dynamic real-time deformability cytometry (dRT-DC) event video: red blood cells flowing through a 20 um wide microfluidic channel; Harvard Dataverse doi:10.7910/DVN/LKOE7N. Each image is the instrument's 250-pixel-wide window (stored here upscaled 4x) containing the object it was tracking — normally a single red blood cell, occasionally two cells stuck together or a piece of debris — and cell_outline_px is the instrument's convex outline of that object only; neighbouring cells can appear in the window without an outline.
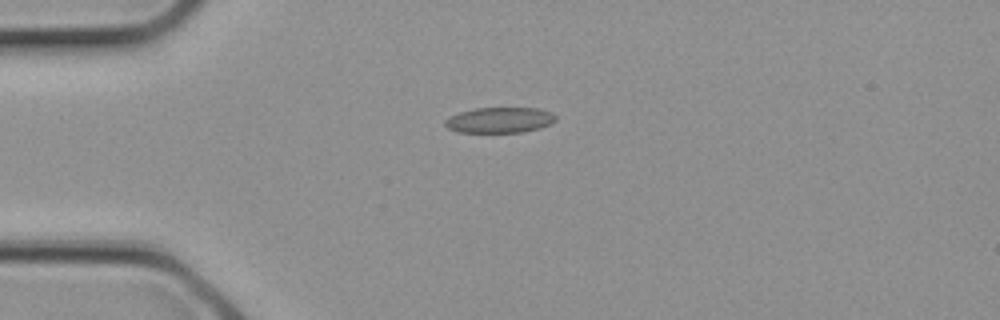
{"species": "common noctule bat (a hibernating species)", "species_latin": "Nyctalus noctula", "temperature_condition": "cold", "stored_images_in_passage": 2, "camera_frame_rate_fps": 3000, "um_per_image_px": 0.085, "animal": {"sex": "female", "body_mass_g": 21.9}, "frame": {"image": 1, "passage_image": 2, "time_ms": 0.333, "image_size_px": [1000, 320], "cell_outline_px": [[556, 120], [552, 124], [540, 128], [524, 132], [456, 132], [448, 128], [444, 124], [444, 120], [460, 112], [476, 108], [536, 108], [552, 112], [556, 116]], "centroid_in_image_um": [42.5, 10.21], "position_along_channel_um": 42.5, "area_um2": 16.53}}